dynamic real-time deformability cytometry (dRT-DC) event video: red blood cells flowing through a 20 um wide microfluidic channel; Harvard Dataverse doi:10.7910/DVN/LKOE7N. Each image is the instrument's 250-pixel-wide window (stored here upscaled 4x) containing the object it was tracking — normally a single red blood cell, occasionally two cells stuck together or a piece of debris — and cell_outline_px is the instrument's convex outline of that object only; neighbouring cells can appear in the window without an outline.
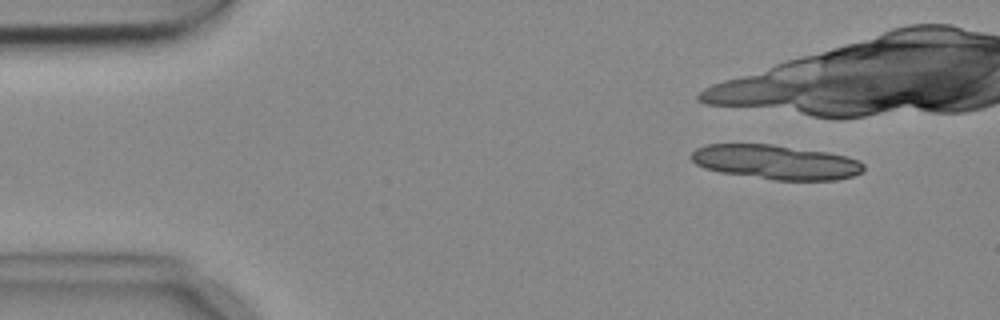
{"species": "common noctule bat (a hibernating species)", "species_latin": "Nyctalus noctula", "temperature_condition": "cold", "stored_images_in_passage": 4, "camera_frame_rate_fps": 3000, "um_per_image_px": 0.085, "animal": {"sex": "female", "body_mass_g": 18.4}, "frame": {"image": 1, "passage_image": 2, "time_ms": 0.333, "image_size_px": [1000, 320], "cell_outline_px": [[864, 172], [852, 176], [836, 180], [772, 180], [720, 172], [704, 168], [696, 164], [688, 156], [696, 148], [708, 144], [772, 144], [828, 152], [844, 156], [856, 160], [864, 164]], "centroid_in_image_um": [65.92, 13.78], "position_along_channel_um": 19.1, "area_um2": 34.74}}